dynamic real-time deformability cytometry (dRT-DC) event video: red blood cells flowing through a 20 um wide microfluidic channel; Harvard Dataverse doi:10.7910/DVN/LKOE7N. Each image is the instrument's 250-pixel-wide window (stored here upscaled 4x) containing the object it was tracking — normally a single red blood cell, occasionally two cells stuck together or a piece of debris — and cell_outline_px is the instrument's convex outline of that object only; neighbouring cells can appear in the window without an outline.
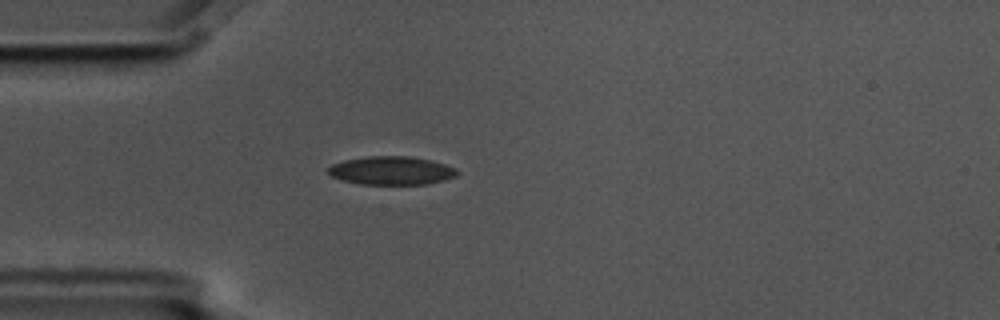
{"species": "common noctule bat (a hibernating species)", "species_latin": "Nyctalus noctula", "temperature_condition": "cold", "stored_images_in_passage": 4, "camera_frame_rate_fps": 3000, "um_per_image_px": 0.085, "animal": {"sex": "male", "body_mass_g": 17.5, "forearm_length_mm": 52.3}, "frame": {"image": 1, "passage_image": 4, "time_ms": 1.0, "image_size_px": [1000, 320], "cell_outline_px": [[460, 172], [456, 176], [444, 180], [428, 184], [360, 184], [340, 180], [332, 176], [328, 172], [328, 168], [332, 164], [344, 160], [368, 156], [408, 156], [432, 160], [456, 168]], "centroid_in_image_um": [33.28, 14.5], "position_along_channel_um": 51.7, "area_um2": 21.44}}